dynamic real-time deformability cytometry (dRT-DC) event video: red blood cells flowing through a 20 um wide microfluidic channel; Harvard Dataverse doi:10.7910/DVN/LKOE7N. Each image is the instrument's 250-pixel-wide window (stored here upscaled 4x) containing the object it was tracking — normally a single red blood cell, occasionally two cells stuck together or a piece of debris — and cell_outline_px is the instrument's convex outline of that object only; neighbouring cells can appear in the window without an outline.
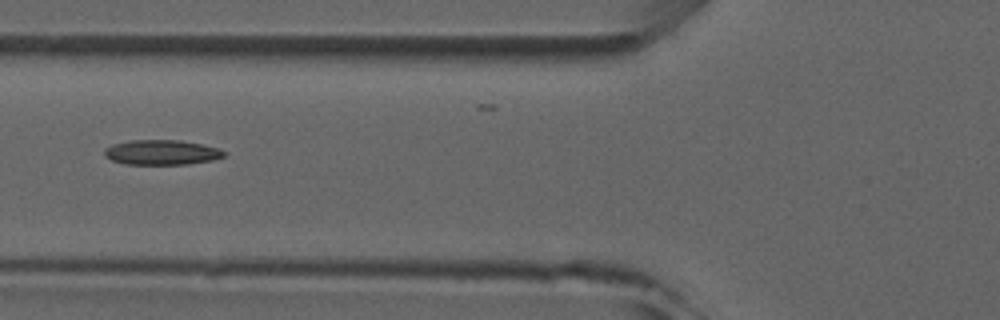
{"species": "common noctule bat (a hibernating species)", "species_latin": "Nyctalus noctula", "temperature_condition": "room temperature", "stored_images_in_passage": 5, "camera_frame_rate_fps": 3000, "um_per_image_px": 0.085, "animal": {"sex": "male", "forearm_length_mm": 52.5}, "frame": {"image": 1, "passage_image": 5, "time_ms": 4.667, "image_size_px": [1000, 320], "cell_outline_px": [[224, 156], [212, 160], [188, 164], [124, 164], [112, 160], [104, 156], [104, 148], [112, 144], [128, 140], [180, 140], [204, 144], [216, 148], [224, 152]], "centroid_in_image_um": [13.69, 12.94], "position_along_channel_um": 112.1, "area_um2": 17.4}}